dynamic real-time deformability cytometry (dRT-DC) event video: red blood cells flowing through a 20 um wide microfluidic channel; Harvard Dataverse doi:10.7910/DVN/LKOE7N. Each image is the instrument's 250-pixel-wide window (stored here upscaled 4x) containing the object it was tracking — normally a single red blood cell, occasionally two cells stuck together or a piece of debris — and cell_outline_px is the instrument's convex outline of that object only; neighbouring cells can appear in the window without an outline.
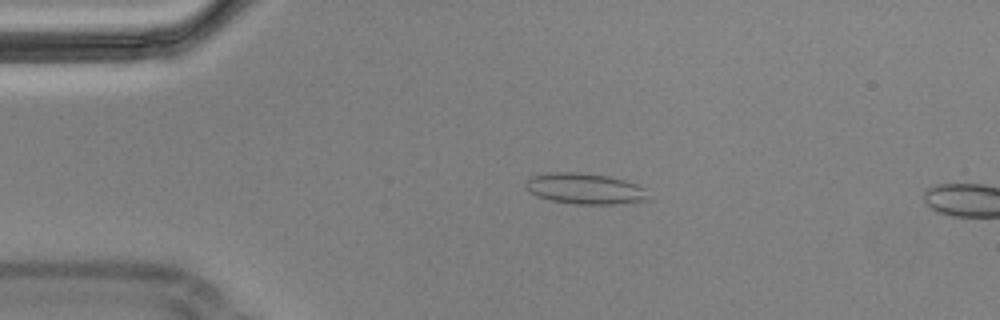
{"species": "Egyptian fruit bat (a non-hibernating species)", "species_latin": "Rousettus aegyptiacus", "temperature_condition": "cold", "stored_images_in_passage": 5, "camera_frame_rate_fps": 3000, "um_per_image_px": 0.085, "animal": {"sex": "male"}, "frame": {"image": 1, "passage_image": 4, "time_ms": 1.0, "image_size_px": [1000, 320], "cell_outline_px": [[648, 200], [616, 204], [576, 204], [552, 200], [540, 196], [532, 192], [524, 184], [528, 176], [552, 172], [576, 172], [608, 176], [624, 180], [636, 184], [644, 188]], "centroid_in_image_um": [49.71, 16.02], "position_along_channel_um": 35.3, "area_um2": 21.79}}